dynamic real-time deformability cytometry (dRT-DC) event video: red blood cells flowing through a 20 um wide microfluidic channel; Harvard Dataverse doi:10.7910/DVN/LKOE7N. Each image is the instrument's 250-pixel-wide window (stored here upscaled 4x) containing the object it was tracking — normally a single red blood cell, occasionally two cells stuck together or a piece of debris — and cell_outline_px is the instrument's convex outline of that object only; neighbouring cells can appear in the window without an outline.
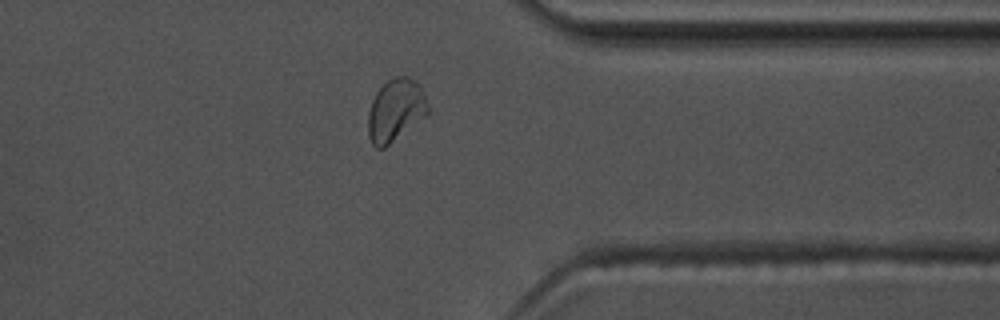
{"species": "common noctule bat (a hibernating species)", "species_latin": "Nyctalus noctula", "temperature_condition": "warm", "stored_images_in_passage": 43, "camera_frame_rate_fps": 3000, "um_per_image_px": 0.085, "animal": {"sex": "male", "body_mass_g": 17.5, "forearm_length_mm": 52.3}, "frame": {"image": 1, "passage_image": 36, "time_ms": 11.667, "image_size_px": [1000, 320], "cell_outline_px": [[428, 112], [424, 116], [384, 148], [376, 148], [372, 144], [368, 136], [368, 112], [372, 100], [376, 92], [392, 76], [408, 76], [420, 84], [428, 104]], "centroid_in_image_um": [33.6, 9.34], "position_along_channel_um": 377.8, "area_um2": 21.56}, "authors_computed_cell_mechanics": {"area_um2": 20.0566, "velocity_mm_per_s": 3.6242, "shape_relaxation_time_tau1_ms": 5.8932, "shape_relaxation_time_tau2_ms": 1.4843, "deformation_change_tau1": 0.1537, "deformation_change_tau2": 0.0649}}